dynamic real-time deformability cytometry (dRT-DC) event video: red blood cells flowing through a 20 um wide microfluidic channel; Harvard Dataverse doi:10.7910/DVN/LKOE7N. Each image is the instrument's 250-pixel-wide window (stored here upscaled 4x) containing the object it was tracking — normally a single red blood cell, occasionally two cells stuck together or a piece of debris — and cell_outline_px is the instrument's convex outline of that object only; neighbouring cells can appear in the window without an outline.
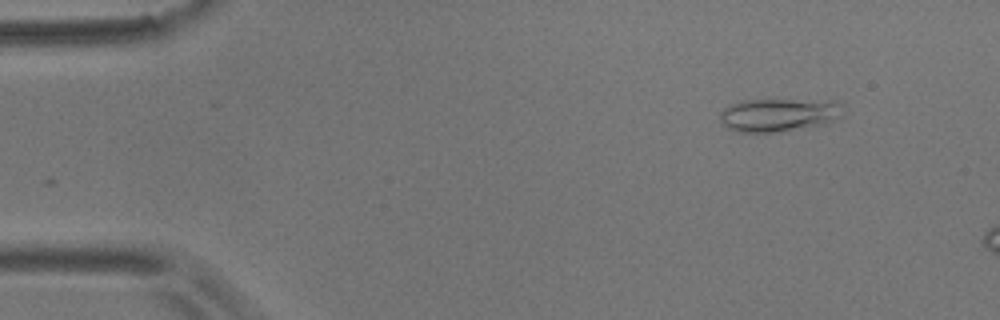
{"species": "common noctule bat (a hibernating species)", "species_latin": "Nyctalus noctula", "temperature_condition": "room temperature", "stored_images_in_passage": 4, "camera_frame_rate_fps": 3000, "um_per_image_px": 0.085, "animal": {"sex": "male", "body_mass_g": 17.9}, "frame": {"image": 1, "passage_image": 2, "time_ms": 1.333, "image_size_px": [1000, 320], "cell_outline_px": [[844, 116], [828, 124], [804, 128], [772, 132], [736, 132], [720, 124], [720, 112], [724, 108], [740, 100], [836, 100], [840, 104]], "centroid_in_image_um": [66.22, 9.77], "position_along_channel_um": 18.8, "area_um2": 24.22}}